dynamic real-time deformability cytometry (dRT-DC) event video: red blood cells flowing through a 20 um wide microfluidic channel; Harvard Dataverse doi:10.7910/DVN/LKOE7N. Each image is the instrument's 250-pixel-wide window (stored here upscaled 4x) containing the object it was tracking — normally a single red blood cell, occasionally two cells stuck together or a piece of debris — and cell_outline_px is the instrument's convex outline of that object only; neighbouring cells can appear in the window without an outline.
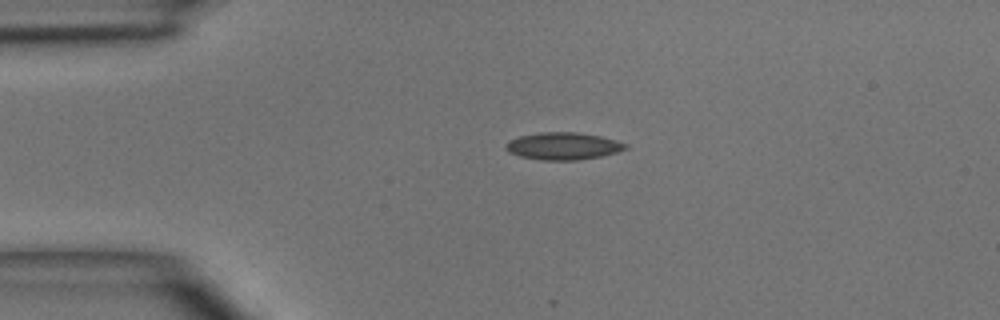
{"species": "common noctule bat (a hibernating species)", "species_latin": "Nyctalus noctula", "temperature_condition": "room temperature", "stored_images_in_passage": 2, "camera_frame_rate_fps": 3000, "um_per_image_px": 0.085, "animal": {"sex": "male", "body_mass_g": 15.6}, "frame": {"image": 1, "passage_image": 1, "time_ms": 0.0, "image_size_px": [1000, 320], "cell_outline_px": [[628, 148], [616, 152], [600, 156], [576, 160], [540, 160], [520, 156], [508, 152], [504, 148], [504, 144], [508, 140], [520, 136], [540, 132], [576, 132], [600, 136], [616, 140], [628, 144]], "centroid_in_image_um": [47.83, 12.41], "position_along_channel_um": 37.2, "area_um2": 19.07}}